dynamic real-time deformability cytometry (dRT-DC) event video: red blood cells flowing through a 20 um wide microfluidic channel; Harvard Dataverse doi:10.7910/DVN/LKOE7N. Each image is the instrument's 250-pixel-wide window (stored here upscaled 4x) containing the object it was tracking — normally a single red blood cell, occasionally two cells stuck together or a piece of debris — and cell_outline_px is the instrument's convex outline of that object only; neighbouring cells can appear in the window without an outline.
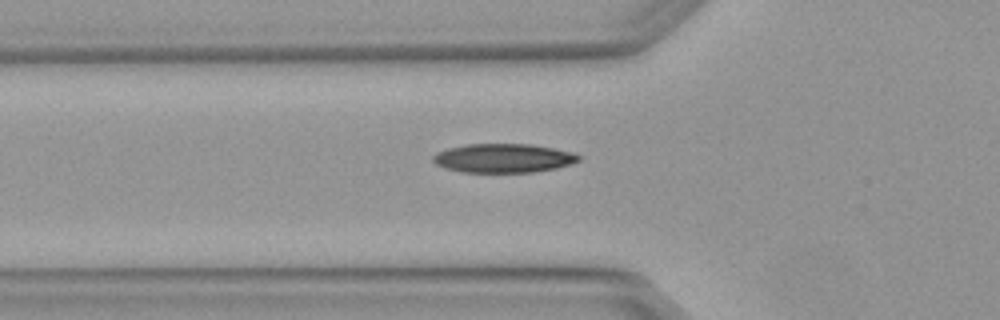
{"species": "Egyptian fruit bat (a non-hibernating species)", "species_latin": "Rousettus aegyptiacus", "temperature_condition": "warm", "stored_images_in_passage": 2, "camera_frame_rate_fps": 3000, "um_per_image_px": 0.085, "animal": {"sex": "female"}, "frame": {"image": 1, "passage_image": 2, "time_ms": 0.333, "image_size_px": [1000, 320], "cell_outline_px": [[580, 160], [572, 164], [556, 168], [532, 172], [460, 172], [444, 168], [436, 164], [432, 160], [432, 156], [436, 152], [448, 148], [468, 144], [532, 144], [572, 152], [580, 156]], "centroid_in_image_um": [42.76, 13.44], "position_along_channel_um": 83.0, "area_um2": 24.62}}